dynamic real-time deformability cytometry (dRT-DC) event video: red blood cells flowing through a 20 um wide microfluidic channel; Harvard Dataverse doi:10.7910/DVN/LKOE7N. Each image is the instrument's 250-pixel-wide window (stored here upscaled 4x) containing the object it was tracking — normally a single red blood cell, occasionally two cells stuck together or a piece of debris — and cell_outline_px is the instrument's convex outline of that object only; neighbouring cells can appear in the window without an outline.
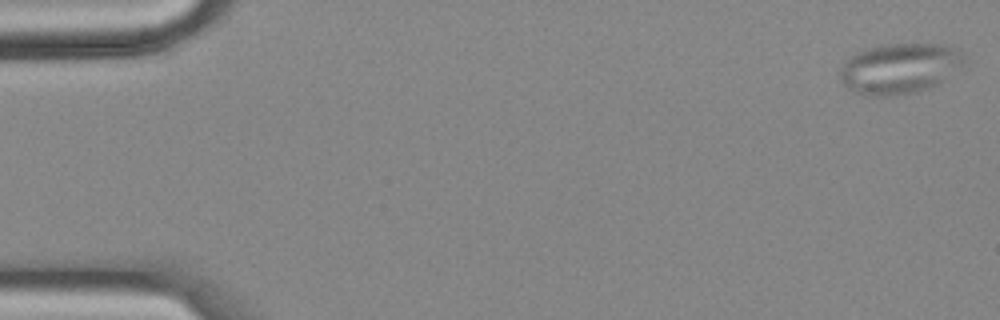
{"species": "common noctule bat (a hibernating species)", "species_latin": "Nyctalus noctula", "temperature_condition": "cold", "stored_images_in_passage": 56, "camera_frame_rate_fps": 3000, "um_per_image_px": 0.085, "animal": {"sex": "female", "body_mass_g": 18.4}, "frame": {"image": 1, "passage_image": 1, "time_ms": 0.0, "image_size_px": [1000, 320], "cell_outline_px": [[964, 64], [944, 80], [928, 88], [916, 92], [888, 96], [868, 96], [852, 92], [840, 80], [840, 68], [856, 52], [868, 48], [884, 44], [940, 44], [952, 48], [960, 52], [964, 60]], "centroid_in_image_um": [76.43, 5.83], "position_along_channel_um": 8.6, "area_um2": 36.24}}
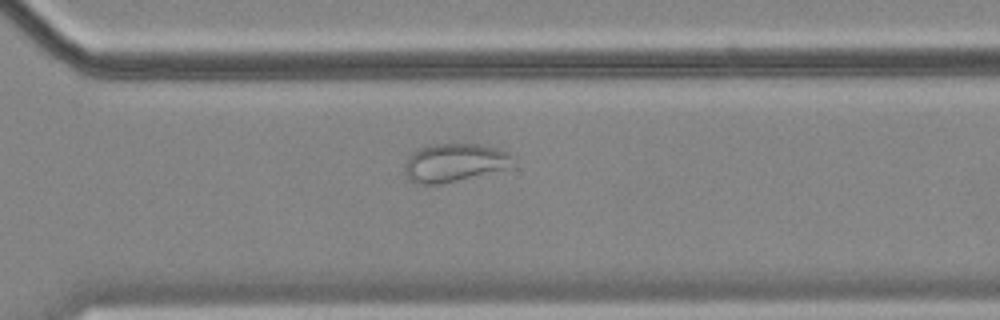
{"frame": {"image": 2, "passage_image": 40, "time_ms": 13.0, "image_size_px": [1000, 320], "cell_outline_px": [[512, 168], [440, 184], [416, 184], [408, 180], [404, 172], [404, 164], [408, 156], [412, 152], [420, 148], [432, 144], [480, 144], [496, 148], [508, 152], [512, 156]], "centroid_in_image_um": [38.6, 13.83], "position_along_channel_um": 332.0, "area_um2": 24.39}}
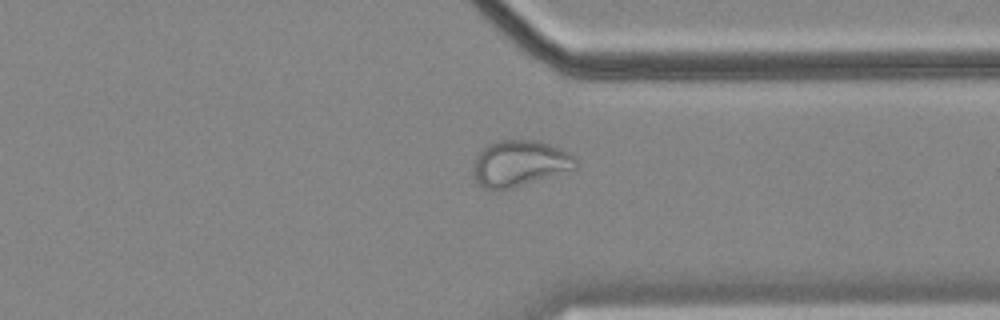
{"frame": {"image": 3, "passage_image": 43, "time_ms": 14.0, "image_size_px": [1000, 320], "cell_outline_px": [[576, 168], [500, 192], [484, 188], [472, 176], [472, 172], [476, 156], [488, 144], [500, 140], [540, 140], [568, 152], [576, 160]], "centroid_in_image_um": [44.12, 13.9], "position_along_channel_um": 367.3, "area_um2": 27.51}, "authors_computed_cell_mechanics": {"area_um2": 29.3624, "velocity_mm_per_s": 3.5406, "shape_relaxation_time_tau1_ms": null, "shape_relaxation_time_tau2_ms": 2.0279, "deformation_change_tau1": null, "deformation_change_tau2": 0.0718}}